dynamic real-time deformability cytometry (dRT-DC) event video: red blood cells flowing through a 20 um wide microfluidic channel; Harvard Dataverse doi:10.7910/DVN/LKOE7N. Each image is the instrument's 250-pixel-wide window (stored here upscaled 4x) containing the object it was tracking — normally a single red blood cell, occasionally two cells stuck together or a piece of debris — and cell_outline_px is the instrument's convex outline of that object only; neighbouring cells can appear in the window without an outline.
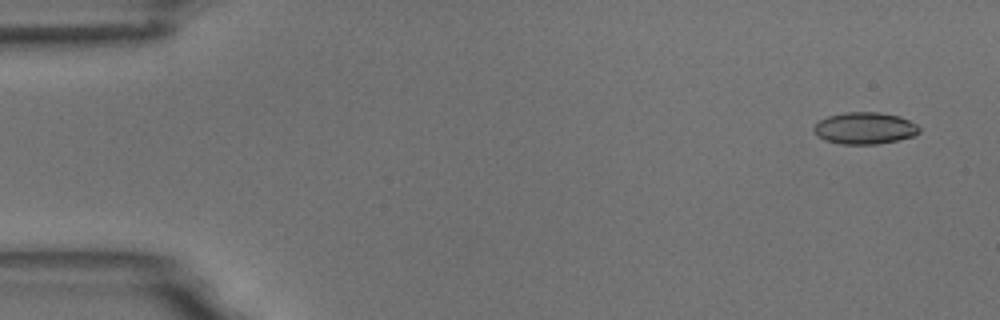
{"species": "common noctule bat (a hibernating species)", "species_latin": "Nyctalus noctula", "temperature_condition": "room temperature", "stored_images_in_passage": 10, "camera_frame_rate_fps": 3000, "um_per_image_px": 0.085, "animal": {"sex": "male", "body_mass_g": 18.8}, "frame": {"image": 1, "passage_image": 1, "time_ms": 0.0, "image_size_px": [1000, 320], "cell_outline_px": [[920, 132], [912, 136], [896, 140], [876, 144], [840, 144], [824, 140], [816, 136], [812, 132], [812, 128], [820, 120], [828, 116], [844, 112], [880, 112], [900, 116], [916, 124], [920, 128]], "centroid_in_image_um": [73.46, 10.89], "position_along_channel_um": 11.5, "area_um2": 19.65}}
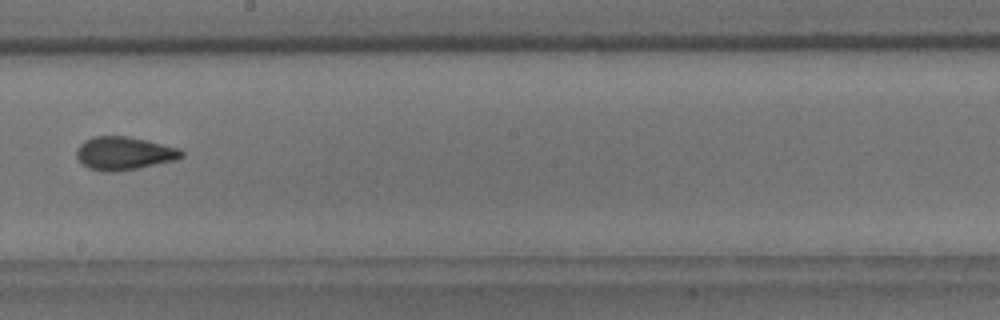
{"frame": {"image": 2, "passage_image": 9, "time_ms": 9.333, "image_size_px": [1000, 320], "cell_outline_px": [[184, 156], [176, 160], [116, 172], [100, 172], [88, 168], [76, 156], [76, 152], [80, 144], [84, 140], [92, 136], [128, 136], [180, 148], [184, 152]], "centroid_in_image_um": [10.54, 13.03], "position_along_channel_um": 237.7, "area_um2": 20.35}}
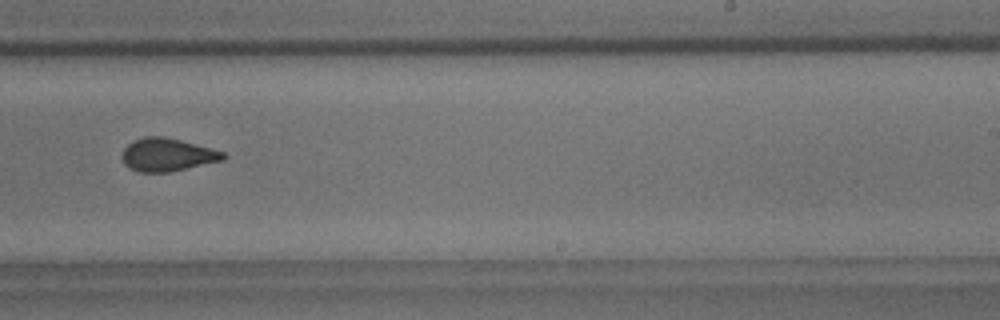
{"frame": {"image": 3, "passage_image": 10, "time_ms": 10.333, "image_size_px": [1000, 320], "cell_outline_px": [[228, 156], [224, 160], [168, 172], [140, 172], [128, 168], [124, 164], [124, 148], [128, 144], [144, 136], [164, 136], [196, 144], [224, 152]], "centroid_in_image_um": [14.24, 13.15], "position_along_channel_um": 274.8, "area_um2": 19.25}}